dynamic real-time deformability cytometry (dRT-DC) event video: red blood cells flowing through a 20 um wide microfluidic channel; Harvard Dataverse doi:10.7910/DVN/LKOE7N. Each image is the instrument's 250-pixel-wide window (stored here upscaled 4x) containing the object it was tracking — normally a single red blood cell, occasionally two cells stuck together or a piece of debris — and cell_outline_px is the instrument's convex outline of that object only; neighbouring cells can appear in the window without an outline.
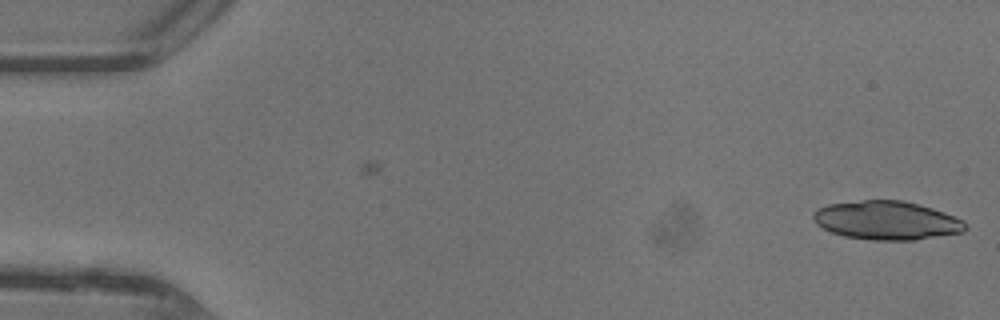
{"species": "common noctule bat (a hibernating species)", "species_latin": "Nyctalus noctula", "temperature_condition": "warm", "stored_images_in_passage": 7, "camera_frame_rate_fps": 3000, "um_per_image_px": 0.085, "animal": {"sex": "female"}, "frame": {"image": 1, "passage_image": 7, "time_ms": 2.0, "image_size_px": [1000, 320], "cell_outline_px": [[968, 228], [964, 232], [916, 240], [872, 240], [844, 236], [832, 232], [816, 224], [812, 216], [816, 208], [828, 204], [860, 200], [904, 200], [932, 208], [944, 212], [964, 220], [968, 224]], "centroid_in_image_um": [75.39, 18.73], "position_along_channel_um": 9.6, "area_um2": 34.56}}